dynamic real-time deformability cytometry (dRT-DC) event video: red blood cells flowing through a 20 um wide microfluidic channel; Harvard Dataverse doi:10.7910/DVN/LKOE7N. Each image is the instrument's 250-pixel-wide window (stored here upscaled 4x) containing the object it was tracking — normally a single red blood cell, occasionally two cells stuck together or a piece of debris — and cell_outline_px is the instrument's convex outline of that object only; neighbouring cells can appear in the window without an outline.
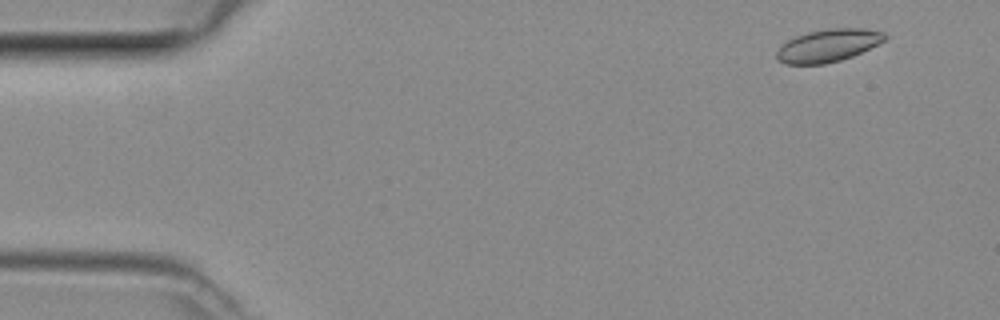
{"species": "common noctule bat (a hibernating species)", "species_latin": "Nyctalus noctula", "temperature_condition": "room temperature", "stored_images_in_passage": 48, "camera_frame_rate_fps": 3000, "um_per_image_px": 0.085, "animal": {"sex": "female", "body_mass_g": 29.2, "forearm_length_mm": 56.3}, "frame": {"image": 1, "passage_image": 4, "time_ms": 1.0, "image_size_px": [1000, 320], "cell_outline_px": [[888, 36], [884, 40], [852, 56], [840, 60], [824, 64], [784, 64], [776, 56], [776, 52], [788, 40], [796, 36], [808, 32], [832, 28], [860, 28], [884, 32]], "centroid_in_image_um": [70.38, 3.87], "position_along_channel_um": 14.6, "area_um2": 20.17}}
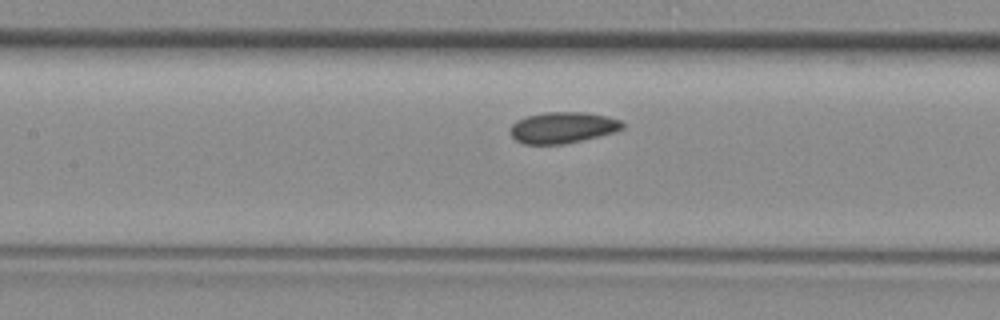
{"frame": {"image": 2, "passage_image": 22, "time_ms": 7.0, "image_size_px": [1000, 320], "cell_outline_px": [[624, 128], [600, 136], [564, 144], [524, 144], [516, 140], [512, 136], [512, 124], [516, 120], [528, 116], [544, 112], [584, 112], [604, 116], [620, 120], [624, 124]], "centroid_in_image_um": [47.83, 10.84], "position_along_channel_um": 159.6, "area_um2": 20.17}}
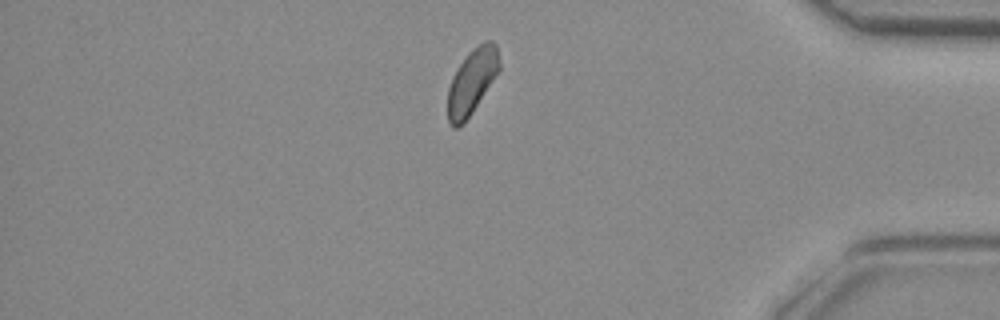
{"frame": {"image": 3, "passage_image": 41, "time_ms": 13.333, "image_size_px": [1000, 320], "cell_outline_px": [[500, 68], [472, 112], [464, 124], [456, 128], [452, 128], [448, 120], [448, 88], [452, 76], [460, 64], [484, 40], [492, 40], [496, 44], [500, 60]], "centroid_in_image_um": [40.1, 6.96], "position_along_channel_um": 395.1, "area_um2": 19.13}}